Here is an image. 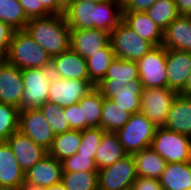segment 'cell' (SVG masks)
<instances>
[{"instance_id":"obj_21","label":"cell","mask_w":191,"mask_h":190,"mask_svg":"<svg viewBox=\"0 0 191 190\" xmlns=\"http://www.w3.org/2000/svg\"><path fill=\"white\" fill-rule=\"evenodd\" d=\"M162 46L191 52V19L188 15H179L163 30Z\"/></svg>"},{"instance_id":"obj_35","label":"cell","mask_w":191,"mask_h":190,"mask_svg":"<svg viewBox=\"0 0 191 190\" xmlns=\"http://www.w3.org/2000/svg\"><path fill=\"white\" fill-rule=\"evenodd\" d=\"M19 113L17 107L0 103V142L7 139L19 128Z\"/></svg>"},{"instance_id":"obj_10","label":"cell","mask_w":191,"mask_h":190,"mask_svg":"<svg viewBox=\"0 0 191 190\" xmlns=\"http://www.w3.org/2000/svg\"><path fill=\"white\" fill-rule=\"evenodd\" d=\"M98 174V190H127L136 180L137 171L133 155H127L114 164L101 168Z\"/></svg>"},{"instance_id":"obj_31","label":"cell","mask_w":191,"mask_h":190,"mask_svg":"<svg viewBox=\"0 0 191 190\" xmlns=\"http://www.w3.org/2000/svg\"><path fill=\"white\" fill-rule=\"evenodd\" d=\"M131 114L116 106L112 99L104 98L101 128L106 132H116L129 120Z\"/></svg>"},{"instance_id":"obj_36","label":"cell","mask_w":191,"mask_h":190,"mask_svg":"<svg viewBox=\"0 0 191 190\" xmlns=\"http://www.w3.org/2000/svg\"><path fill=\"white\" fill-rule=\"evenodd\" d=\"M38 109L46 118L55 135L71 130L67 119L64 117L63 108L59 105L46 101Z\"/></svg>"},{"instance_id":"obj_1","label":"cell","mask_w":191,"mask_h":190,"mask_svg":"<svg viewBox=\"0 0 191 190\" xmlns=\"http://www.w3.org/2000/svg\"><path fill=\"white\" fill-rule=\"evenodd\" d=\"M64 16L71 30L96 28L110 33L123 20V6L118 0L101 3L75 0Z\"/></svg>"},{"instance_id":"obj_48","label":"cell","mask_w":191,"mask_h":190,"mask_svg":"<svg viewBox=\"0 0 191 190\" xmlns=\"http://www.w3.org/2000/svg\"><path fill=\"white\" fill-rule=\"evenodd\" d=\"M20 190H47V188L41 187V186H36V185L23 184L20 187Z\"/></svg>"},{"instance_id":"obj_15","label":"cell","mask_w":191,"mask_h":190,"mask_svg":"<svg viewBox=\"0 0 191 190\" xmlns=\"http://www.w3.org/2000/svg\"><path fill=\"white\" fill-rule=\"evenodd\" d=\"M6 142L11 147L24 173L48 154L47 150L35 143L28 136L22 134L19 130L14 132Z\"/></svg>"},{"instance_id":"obj_40","label":"cell","mask_w":191,"mask_h":190,"mask_svg":"<svg viewBox=\"0 0 191 190\" xmlns=\"http://www.w3.org/2000/svg\"><path fill=\"white\" fill-rule=\"evenodd\" d=\"M132 190H162L158 179L137 176L133 182Z\"/></svg>"},{"instance_id":"obj_16","label":"cell","mask_w":191,"mask_h":190,"mask_svg":"<svg viewBox=\"0 0 191 190\" xmlns=\"http://www.w3.org/2000/svg\"><path fill=\"white\" fill-rule=\"evenodd\" d=\"M51 71L63 79L89 81L86 59L71 48L52 57Z\"/></svg>"},{"instance_id":"obj_33","label":"cell","mask_w":191,"mask_h":190,"mask_svg":"<svg viewBox=\"0 0 191 190\" xmlns=\"http://www.w3.org/2000/svg\"><path fill=\"white\" fill-rule=\"evenodd\" d=\"M146 13L162 30L179 16L174 0H157Z\"/></svg>"},{"instance_id":"obj_2","label":"cell","mask_w":191,"mask_h":190,"mask_svg":"<svg viewBox=\"0 0 191 190\" xmlns=\"http://www.w3.org/2000/svg\"><path fill=\"white\" fill-rule=\"evenodd\" d=\"M25 30L51 58L70 48L71 29L64 14L30 19Z\"/></svg>"},{"instance_id":"obj_52","label":"cell","mask_w":191,"mask_h":190,"mask_svg":"<svg viewBox=\"0 0 191 190\" xmlns=\"http://www.w3.org/2000/svg\"><path fill=\"white\" fill-rule=\"evenodd\" d=\"M122 6H124L129 0H118Z\"/></svg>"},{"instance_id":"obj_28","label":"cell","mask_w":191,"mask_h":190,"mask_svg":"<svg viewBox=\"0 0 191 190\" xmlns=\"http://www.w3.org/2000/svg\"><path fill=\"white\" fill-rule=\"evenodd\" d=\"M143 85L140 79L129 82L123 89L112 91V100L123 111L135 114L141 111Z\"/></svg>"},{"instance_id":"obj_25","label":"cell","mask_w":191,"mask_h":190,"mask_svg":"<svg viewBox=\"0 0 191 190\" xmlns=\"http://www.w3.org/2000/svg\"><path fill=\"white\" fill-rule=\"evenodd\" d=\"M127 155L117 134L115 132H105L95 154L94 161L99 170L114 164Z\"/></svg>"},{"instance_id":"obj_17","label":"cell","mask_w":191,"mask_h":190,"mask_svg":"<svg viewBox=\"0 0 191 190\" xmlns=\"http://www.w3.org/2000/svg\"><path fill=\"white\" fill-rule=\"evenodd\" d=\"M23 89L21 70L4 60L0 64V103L10 104L21 110Z\"/></svg>"},{"instance_id":"obj_39","label":"cell","mask_w":191,"mask_h":190,"mask_svg":"<svg viewBox=\"0 0 191 190\" xmlns=\"http://www.w3.org/2000/svg\"><path fill=\"white\" fill-rule=\"evenodd\" d=\"M63 112L70 129L82 130V114L79 103L64 107Z\"/></svg>"},{"instance_id":"obj_49","label":"cell","mask_w":191,"mask_h":190,"mask_svg":"<svg viewBox=\"0 0 191 190\" xmlns=\"http://www.w3.org/2000/svg\"><path fill=\"white\" fill-rule=\"evenodd\" d=\"M47 190H66V188L63 186V184L60 182L58 184H54L51 187H47Z\"/></svg>"},{"instance_id":"obj_50","label":"cell","mask_w":191,"mask_h":190,"mask_svg":"<svg viewBox=\"0 0 191 190\" xmlns=\"http://www.w3.org/2000/svg\"><path fill=\"white\" fill-rule=\"evenodd\" d=\"M87 1H90V2H93V3H101V2H104V1H107V0H87Z\"/></svg>"},{"instance_id":"obj_41","label":"cell","mask_w":191,"mask_h":190,"mask_svg":"<svg viewBox=\"0 0 191 190\" xmlns=\"http://www.w3.org/2000/svg\"><path fill=\"white\" fill-rule=\"evenodd\" d=\"M157 0H129L123 12H146Z\"/></svg>"},{"instance_id":"obj_22","label":"cell","mask_w":191,"mask_h":190,"mask_svg":"<svg viewBox=\"0 0 191 190\" xmlns=\"http://www.w3.org/2000/svg\"><path fill=\"white\" fill-rule=\"evenodd\" d=\"M164 127L191 138V96L178 94L168 112Z\"/></svg>"},{"instance_id":"obj_7","label":"cell","mask_w":191,"mask_h":190,"mask_svg":"<svg viewBox=\"0 0 191 190\" xmlns=\"http://www.w3.org/2000/svg\"><path fill=\"white\" fill-rule=\"evenodd\" d=\"M110 43L117 58L137 61L154 46L136 34L123 20L110 32Z\"/></svg>"},{"instance_id":"obj_23","label":"cell","mask_w":191,"mask_h":190,"mask_svg":"<svg viewBox=\"0 0 191 190\" xmlns=\"http://www.w3.org/2000/svg\"><path fill=\"white\" fill-rule=\"evenodd\" d=\"M123 21L142 39L153 46L162 45L163 30L146 12H123Z\"/></svg>"},{"instance_id":"obj_44","label":"cell","mask_w":191,"mask_h":190,"mask_svg":"<svg viewBox=\"0 0 191 190\" xmlns=\"http://www.w3.org/2000/svg\"><path fill=\"white\" fill-rule=\"evenodd\" d=\"M26 17L30 20L38 18V0H18Z\"/></svg>"},{"instance_id":"obj_29","label":"cell","mask_w":191,"mask_h":190,"mask_svg":"<svg viewBox=\"0 0 191 190\" xmlns=\"http://www.w3.org/2000/svg\"><path fill=\"white\" fill-rule=\"evenodd\" d=\"M82 140L81 130H69L62 134L55 135L48 154L63 161L77 153Z\"/></svg>"},{"instance_id":"obj_47","label":"cell","mask_w":191,"mask_h":190,"mask_svg":"<svg viewBox=\"0 0 191 190\" xmlns=\"http://www.w3.org/2000/svg\"><path fill=\"white\" fill-rule=\"evenodd\" d=\"M180 94L191 96V71L186 80V87L180 92Z\"/></svg>"},{"instance_id":"obj_24","label":"cell","mask_w":191,"mask_h":190,"mask_svg":"<svg viewBox=\"0 0 191 190\" xmlns=\"http://www.w3.org/2000/svg\"><path fill=\"white\" fill-rule=\"evenodd\" d=\"M158 180L162 190H191V161L167 163Z\"/></svg>"},{"instance_id":"obj_51","label":"cell","mask_w":191,"mask_h":190,"mask_svg":"<svg viewBox=\"0 0 191 190\" xmlns=\"http://www.w3.org/2000/svg\"><path fill=\"white\" fill-rule=\"evenodd\" d=\"M5 60V56L0 52V64Z\"/></svg>"},{"instance_id":"obj_42","label":"cell","mask_w":191,"mask_h":190,"mask_svg":"<svg viewBox=\"0 0 191 190\" xmlns=\"http://www.w3.org/2000/svg\"><path fill=\"white\" fill-rule=\"evenodd\" d=\"M14 30L0 20V52L5 56Z\"/></svg>"},{"instance_id":"obj_38","label":"cell","mask_w":191,"mask_h":190,"mask_svg":"<svg viewBox=\"0 0 191 190\" xmlns=\"http://www.w3.org/2000/svg\"><path fill=\"white\" fill-rule=\"evenodd\" d=\"M62 163L63 172H98L95 161L89 156L79 155L78 153L65 158Z\"/></svg>"},{"instance_id":"obj_46","label":"cell","mask_w":191,"mask_h":190,"mask_svg":"<svg viewBox=\"0 0 191 190\" xmlns=\"http://www.w3.org/2000/svg\"><path fill=\"white\" fill-rule=\"evenodd\" d=\"M75 0H56L57 2V14H64L66 9L74 2Z\"/></svg>"},{"instance_id":"obj_6","label":"cell","mask_w":191,"mask_h":190,"mask_svg":"<svg viewBox=\"0 0 191 190\" xmlns=\"http://www.w3.org/2000/svg\"><path fill=\"white\" fill-rule=\"evenodd\" d=\"M21 74L24 85L21 110L37 109L48 101L53 76L51 68L23 69Z\"/></svg>"},{"instance_id":"obj_32","label":"cell","mask_w":191,"mask_h":190,"mask_svg":"<svg viewBox=\"0 0 191 190\" xmlns=\"http://www.w3.org/2000/svg\"><path fill=\"white\" fill-rule=\"evenodd\" d=\"M0 20L13 30H25L29 21L18 0H0Z\"/></svg>"},{"instance_id":"obj_12","label":"cell","mask_w":191,"mask_h":190,"mask_svg":"<svg viewBox=\"0 0 191 190\" xmlns=\"http://www.w3.org/2000/svg\"><path fill=\"white\" fill-rule=\"evenodd\" d=\"M94 88L95 86L90 81L68 80L53 75L49 86L48 101L64 108L77 104Z\"/></svg>"},{"instance_id":"obj_8","label":"cell","mask_w":191,"mask_h":190,"mask_svg":"<svg viewBox=\"0 0 191 190\" xmlns=\"http://www.w3.org/2000/svg\"><path fill=\"white\" fill-rule=\"evenodd\" d=\"M178 94L176 90L167 87H143L140 112L157 128L164 127L168 112Z\"/></svg>"},{"instance_id":"obj_43","label":"cell","mask_w":191,"mask_h":190,"mask_svg":"<svg viewBox=\"0 0 191 190\" xmlns=\"http://www.w3.org/2000/svg\"><path fill=\"white\" fill-rule=\"evenodd\" d=\"M57 15L56 0H38V18Z\"/></svg>"},{"instance_id":"obj_5","label":"cell","mask_w":191,"mask_h":190,"mask_svg":"<svg viewBox=\"0 0 191 190\" xmlns=\"http://www.w3.org/2000/svg\"><path fill=\"white\" fill-rule=\"evenodd\" d=\"M150 147L167 163L191 161V138L165 127L156 128Z\"/></svg>"},{"instance_id":"obj_13","label":"cell","mask_w":191,"mask_h":190,"mask_svg":"<svg viewBox=\"0 0 191 190\" xmlns=\"http://www.w3.org/2000/svg\"><path fill=\"white\" fill-rule=\"evenodd\" d=\"M18 130L47 151L55 139V133L38 108L20 110Z\"/></svg>"},{"instance_id":"obj_45","label":"cell","mask_w":191,"mask_h":190,"mask_svg":"<svg viewBox=\"0 0 191 190\" xmlns=\"http://www.w3.org/2000/svg\"><path fill=\"white\" fill-rule=\"evenodd\" d=\"M179 15L191 14V0H174Z\"/></svg>"},{"instance_id":"obj_11","label":"cell","mask_w":191,"mask_h":190,"mask_svg":"<svg viewBox=\"0 0 191 190\" xmlns=\"http://www.w3.org/2000/svg\"><path fill=\"white\" fill-rule=\"evenodd\" d=\"M139 79L136 61L115 57L104 78L95 85L103 98L112 99V91L123 89L129 82Z\"/></svg>"},{"instance_id":"obj_37","label":"cell","mask_w":191,"mask_h":190,"mask_svg":"<svg viewBox=\"0 0 191 190\" xmlns=\"http://www.w3.org/2000/svg\"><path fill=\"white\" fill-rule=\"evenodd\" d=\"M81 132L82 140L77 153L79 155L89 156L94 160L103 134L106 131H104L101 127H93L81 130Z\"/></svg>"},{"instance_id":"obj_30","label":"cell","mask_w":191,"mask_h":190,"mask_svg":"<svg viewBox=\"0 0 191 190\" xmlns=\"http://www.w3.org/2000/svg\"><path fill=\"white\" fill-rule=\"evenodd\" d=\"M111 43L86 59L89 81L95 86L105 76L109 65L115 58Z\"/></svg>"},{"instance_id":"obj_14","label":"cell","mask_w":191,"mask_h":190,"mask_svg":"<svg viewBox=\"0 0 191 190\" xmlns=\"http://www.w3.org/2000/svg\"><path fill=\"white\" fill-rule=\"evenodd\" d=\"M110 43V33L102 29H73L70 48L87 59Z\"/></svg>"},{"instance_id":"obj_20","label":"cell","mask_w":191,"mask_h":190,"mask_svg":"<svg viewBox=\"0 0 191 190\" xmlns=\"http://www.w3.org/2000/svg\"><path fill=\"white\" fill-rule=\"evenodd\" d=\"M25 173L19 166L11 147L0 142V188L20 190L24 184Z\"/></svg>"},{"instance_id":"obj_4","label":"cell","mask_w":191,"mask_h":190,"mask_svg":"<svg viewBox=\"0 0 191 190\" xmlns=\"http://www.w3.org/2000/svg\"><path fill=\"white\" fill-rule=\"evenodd\" d=\"M156 126L141 112L132 114L128 122L115 133L128 155L149 148Z\"/></svg>"},{"instance_id":"obj_3","label":"cell","mask_w":191,"mask_h":190,"mask_svg":"<svg viewBox=\"0 0 191 190\" xmlns=\"http://www.w3.org/2000/svg\"><path fill=\"white\" fill-rule=\"evenodd\" d=\"M5 60L18 69L51 68V56L26 30H14Z\"/></svg>"},{"instance_id":"obj_19","label":"cell","mask_w":191,"mask_h":190,"mask_svg":"<svg viewBox=\"0 0 191 190\" xmlns=\"http://www.w3.org/2000/svg\"><path fill=\"white\" fill-rule=\"evenodd\" d=\"M166 68L168 88L180 93L191 71V52L167 49Z\"/></svg>"},{"instance_id":"obj_27","label":"cell","mask_w":191,"mask_h":190,"mask_svg":"<svg viewBox=\"0 0 191 190\" xmlns=\"http://www.w3.org/2000/svg\"><path fill=\"white\" fill-rule=\"evenodd\" d=\"M103 101L101 93L94 88L78 102L82 114V130L101 127Z\"/></svg>"},{"instance_id":"obj_18","label":"cell","mask_w":191,"mask_h":190,"mask_svg":"<svg viewBox=\"0 0 191 190\" xmlns=\"http://www.w3.org/2000/svg\"><path fill=\"white\" fill-rule=\"evenodd\" d=\"M62 174L61 161L47 154L25 173L24 184L51 187L61 182Z\"/></svg>"},{"instance_id":"obj_9","label":"cell","mask_w":191,"mask_h":190,"mask_svg":"<svg viewBox=\"0 0 191 190\" xmlns=\"http://www.w3.org/2000/svg\"><path fill=\"white\" fill-rule=\"evenodd\" d=\"M167 49L162 45L154 46L141 59L137 60L139 79L146 88H168Z\"/></svg>"},{"instance_id":"obj_34","label":"cell","mask_w":191,"mask_h":190,"mask_svg":"<svg viewBox=\"0 0 191 190\" xmlns=\"http://www.w3.org/2000/svg\"><path fill=\"white\" fill-rule=\"evenodd\" d=\"M61 183L66 190H98L97 172H63Z\"/></svg>"},{"instance_id":"obj_26","label":"cell","mask_w":191,"mask_h":190,"mask_svg":"<svg viewBox=\"0 0 191 190\" xmlns=\"http://www.w3.org/2000/svg\"><path fill=\"white\" fill-rule=\"evenodd\" d=\"M137 176L159 179L167 162L151 147L133 154Z\"/></svg>"}]
</instances>
